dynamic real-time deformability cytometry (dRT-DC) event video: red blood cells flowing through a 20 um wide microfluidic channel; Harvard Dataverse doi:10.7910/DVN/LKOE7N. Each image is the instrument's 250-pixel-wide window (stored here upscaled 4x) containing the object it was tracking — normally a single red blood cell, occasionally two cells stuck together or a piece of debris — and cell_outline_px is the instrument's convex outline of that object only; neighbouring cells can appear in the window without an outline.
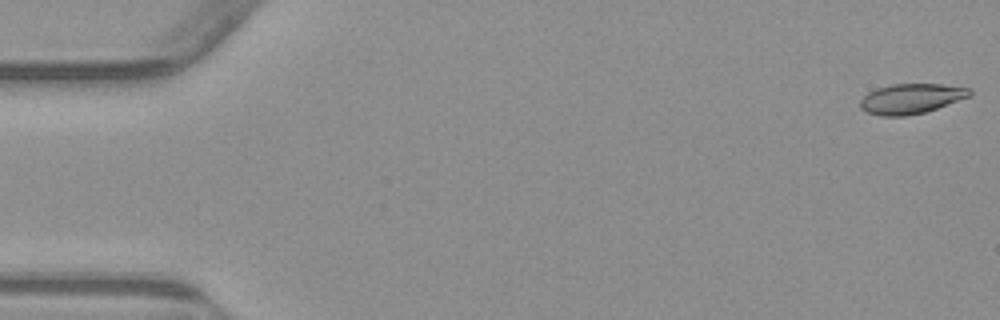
{"species": "common noctule bat (a hibernating species)", "species_latin": "Nyctalus noctula", "temperature_condition": "warm", "stored_images_in_passage": 54, "camera_frame_rate_fps": 3000, "um_per_image_px": 0.085, "animal": {"sex": "male", "body_mass_g": 23.1, "forearm_length_mm": 52.7}, "frame": {"image": 1, "passage_image": 1, "time_ms": 0.0, "image_size_px": [1000, 320], "cell_outline_px": [[972, 96], [924, 112], [904, 116], [880, 116], [868, 112], [860, 108], [860, 100], [868, 92], [876, 88], [892, 84], [944, 84], [972, 88]], "centroid_in_image_um": [77.47, 8.37], "position_along_channel_um": 7.5, "area_um2": 19.25}}
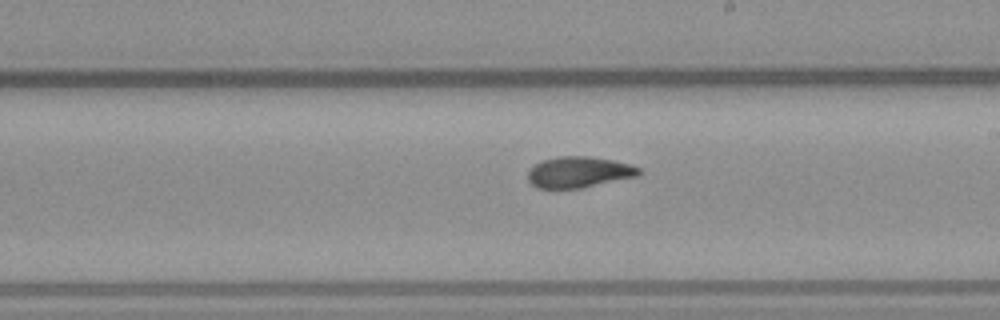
{"frame": {"image": 2, "passage_image": 31, "time_ms": 10.0, "image_size_px": [1000, 320], "cell_outline_px": [[644, 172], [640, 176], [580, 188], [536, 188], [528, 180], [528, 168], [540, 160], [560, 156], [588, 156], [612, 160], [632, 164], [640, 168]], "centroid_in_image_um": [49.23, 14.62], "position_along_channel_um": 239.8, "area_um2": 20.4}}
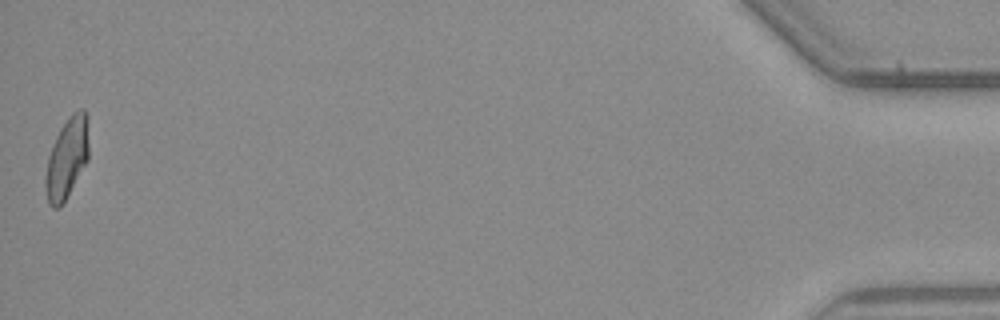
{"frame": {"image": 3, "passage_image": 54, "time_ms": 17.667, "image_size_px": [1000, 320], "cell_outline_px": [[88, 160], [64, 204], [60, 208], [52, 208], [48, 204], [44, 184], [44, 180], [48, 156], [56, 136], [60, 128], [68, 116], [72, 112], [80, 108], [84, 108], [88, 116]], "centroid_in_image_um": [5.69, 13.45], "position_along_channel_um": 429.5, "area_um2": 20.92}, "authors_computed_cell_mechanics": {"area_um2": 19.941, "velocity_mm_per_s": 3.827, "shape_relaxation_time_tau1_ms": 5.8327, "shape_relaxation_time_tau2_ms": 2.8097, "deformation_change_tau1": 0.1933, "deformation_change_tau2": 0.098}}